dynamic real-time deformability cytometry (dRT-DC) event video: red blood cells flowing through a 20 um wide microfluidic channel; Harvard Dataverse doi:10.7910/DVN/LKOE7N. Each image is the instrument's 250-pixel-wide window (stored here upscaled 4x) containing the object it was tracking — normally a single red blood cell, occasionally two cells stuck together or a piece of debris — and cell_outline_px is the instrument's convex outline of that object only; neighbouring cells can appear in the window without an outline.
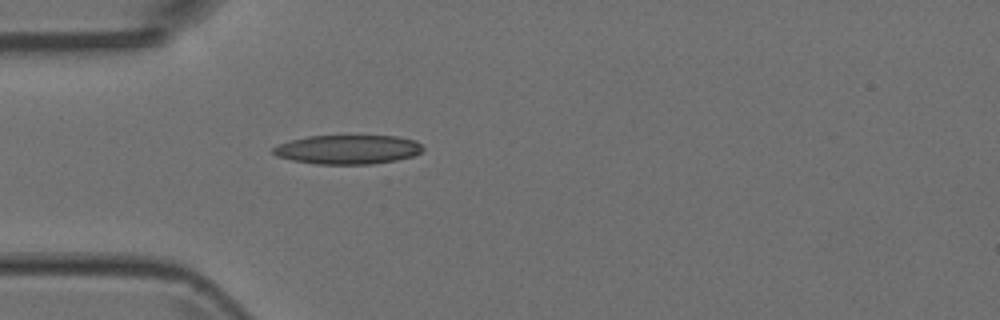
{"species": "Egyptian fruit bat (a non-hibernating species)", "species_latin": "Rousettus aegyptiacus", "temperature_condition": "room temperature", "stored_images_in_passage": 1, "camera_frame_rate_fps": 3000, "um_per_image_px": 0.085, "animal": {"sex": "female"}, "frame": {"image": 1, "passage_image": 1, "time_ms": 0.0, "image_size_px": [1000, 320], "cell_outline_px": [[424, 148], [420, 152], [412, 156], [396, 160], [372, 164], [316, 164], [292, 160], [276, 156], [272, 152], [272, 148], [280, 144], [292, 140], [308, 136], [396, 136], [416, 140]], "centroid_in_image_um": [29.56, 12.71], "position_along_channel_um": 55.4, "area_um2": 25.32}}